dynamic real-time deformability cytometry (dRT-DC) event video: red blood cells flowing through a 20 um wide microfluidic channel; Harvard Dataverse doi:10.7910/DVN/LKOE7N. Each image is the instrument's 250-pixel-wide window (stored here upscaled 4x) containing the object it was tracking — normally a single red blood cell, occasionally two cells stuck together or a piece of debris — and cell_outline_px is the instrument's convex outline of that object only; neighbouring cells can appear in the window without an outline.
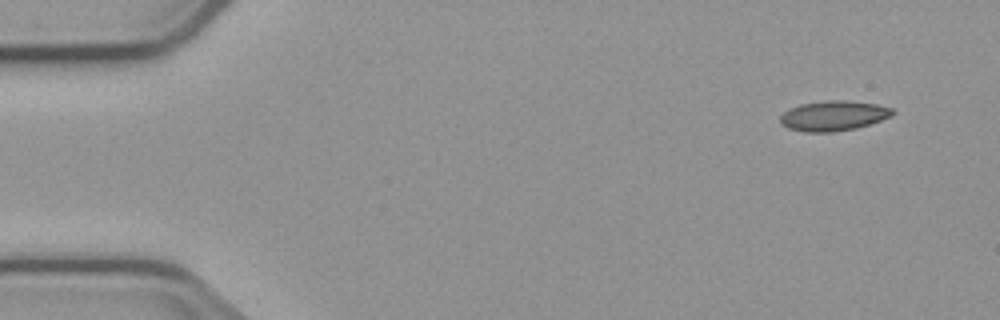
{"species": "common noctule bat (a hibernating species)", "species_latin": "Nyctalus noctula", "temperature_condition": "cold", "stored_images_in_passage": 4, "camera_frame_rate_fps": 3000, "um_per_image_px": 0.085, "animal": {"sex": "male", "body_mass_g": 23.1, "forearm_length_mm": 52.7}, "frame": {"image": 1, "passage_image": 1, "time_ms": 0.0, "image_size_px": [1000, 320], "cell_outline_px": [[896, 112], [892, 116], [856, 128], [832, 132], [804, 132], [788, 128], [780, 124], [780, 116], [784, 112], [800, 104], [828, 100], [844, 100], [876, 104], [892, 108]], "centroid_in_image_um": [70.84, 9.84], "position_along_channel_um": 14.2, "area_um2": 19.59}}